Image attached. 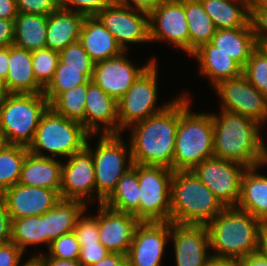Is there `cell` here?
Returning a JSON list of instances; mask_svg holds the SVG:
<instances>
[{
	"mask_svg": "<svg viewBox=\"0 0 267 266\" xmlns=\"http://www.w3.org/2000/svg\"><path fill=\"white\" fill-rule=\"evenodd\" d=\"M243 75L254 88L267 96V56L258 47L246 62Z\"/></svg>",
	"mask_w": 267,
	"mask_h": 266,
	"instance_id": "39",
	"label": "cell"
},
{
	"mask_svg": "<svg viewBox=\"0 0 267 266\" xmlns=\"http://www.w3.org/2000/svg\"><path fill=\"white\" fill-rule=\"evenodd\" d=\"M28 153V148L20 145H8L0 151V195L6 189L18 184Z\"/></svg>",
	"mask_w": 267,
	"mask_h": 266,
	"instance_id": "37",
	"label": "cell"
},
{
	"mask_svg": "<svg viewBox=\"0 0 267 266\" xmlns=\"http://www.w3.org/2000/svg\"><path fill=\"white\" fill-rule=\"evenodd\" d=\"M87 205L79 200L60 199L48 212H46V245L50 247L53 240L70 233L76 226L77 219Z\"/></svg>",
	"mask_w": 267,
	"mask_h": 266,
	"instance_id": "30",
	"label": "cell"
},
{
	"mask_svg": "<svg viewBox=\"0 0 267 266\" xmlns=\"http://www.w3.org/2000/svg\"><path fill=\"white\" fill-rule=\"evenodd\" d=\"M250 9H267V0H254L250 3Z\"/></svg>",
	"mask_w": 267,
	"mask_h": 266,
	"instance_id": "60",
	"label": "cell"
},
{
	"mask_svg": "<svg viewBox=\"0 0 267 266\" xmlns=\"http://www.w3.org/2000/svg\"><path fill=\"white\" fill-rule=\"evenodd\" d=\"M79 41L94 63L120 55L123 49L96 16H86Z\"/></svg>",
	"mask_w": 267,
	"mask_h": 266,
	"instance_id": "23",
	"label": "cell"
},
{
	"mask_svg": "<svg viewBox=\"0 0 267 266\" xmlns=\"http://www.w3.org/2000/svg\"><path fill=\"white\" fill-rule=\"evenodd\" d=\"M18 13L49 15L59 8L58 0H16Z\"/></svg>",
	"mask_w": 267,
	"mask_h": 266,
	"instance_id": "44",
	"label": "cell"
},
{
	"mask_svg": "<svg viewBox=\"0 0 267 266\" xmlns=\"http://www.w3.org/2000/svg\"><path fill=\"white\" fill-rule=\"evenodd\" d=\"M88 83L72 87L58 94L49 107L56 113L63 115L68 120L80 122L84 126L85 101Z\"/></svg>",
	"mask_w": 267,
	"mask_h": 266,
	"instance_id": "35",
	"label": "cell"
},
{
	"mask_svg": "<svg viewBox=\"0 0 267 266\" xmlns=\"http://www.w3.org/2000/svg\"><path fill=\"white\" fill-rule=\"evenodd\" d=\"M191 57L199 63V73L210 80L212 88L223 80L237 78L243 74V68L236 61L218 51L210 42L202 45Z\"/></svg>",
	"mask_w": 267,
	"mask_h": 266,
	"instance_id": "24",
	"label": "cell"
},
{
	"mask_svg": "<svg viewBox=\"0 0 267 266\" xmlns=\"http://www.w3.org/2000/svg\"><path fill=\"white\" fill-rule=\"evenodd\" d=\"M11 241L23 252L29 245L46 244V213L12 219Z\"/></svg>",
	"mask_w": 267,
	"mask_h": 266,
	"instance_id": "34",
	"label": "cell"
},
{
	"mask_svg": "<svg viewBox=\"0 0 267 266\" xmlns=\"http://www.w3.org/2000/svg\"><path fill=\"white\" fill-rule=\"evenodd\" d=\"M11 241V218L4 200L0 197V245Z\"/></svg>",
	"mask_w": 267,
	"mask_h": 266,
	"instance_id": "48",
	"label": "cell"
},
{
	"mask_svg": "<svg viewBox=\"0 0 267 266\" xmlns=\"http://www.w3.org/2000/svg\"><path fill=\"white\" fill-rule=\"evenodd\" d=\"M90 266H127L126 255L109 253L105 258Z\"/></svg>",
	"mask_w": 267,
	"mask_h": 266,
	"instance_id": "52",
	"label": "cell"
},
{
	"mask_svg": "<svg viewBox=\"0 0 267 266\" xmlns=\"http://www.w3.org/2000/svg\"><path fill=\"white\" fill-rule=\"evenodd\" d=\"M18 14L16 0H0V18L14 20Z\"/></svg>",
	"mask_w": 267,
	"mask_h": 266,
	"instance_id": "51",
	"label": "cell"
},
{
	"mask_svg": "<svg viewBox=\"0 0 267 266\" xmlns=\"http://www.w3.org/2000/svg\"><path fill=\"white\" fill-rule=\"evenodd\" d=\"M150 41L170 42L189 55V29L184 0H165L149 13Z\"/></svg>",
	"mask_w": 267,
	"mask_h": 266,
	"instance_id": "14",
	"label": "cell"
},
{
	"mask_svg": "<svg viewBox=\"0 0 267 266\" xmlns=\"http://www.w3.org/2000/svg\"><path fill=\"white\" fill-rule=\"evenodd\" d=\"M250 23L256 41L267 39V9H250Z\"/></svg>",
	"mask_w": 267,
	"mask_h": 266,
	"instance_id": "47",
	"label": "cell"
},
{
	"mask_svg": "<svg viewBox=\"0 0 267 266\" xmlns=\"http://www.w3.org/2000/svg\"><path fill=\"white\" fill-rule=\"evenodd\" d=\"M93 136L95 134L88 137L86 148L93 157L97 204H103L120 178L132 168L133 160L131 147L121 134H100L95 150L88 143Z\"/></svg>",
	"mask_w": 267,
	"mask_h": 266,
	"instance_id": "7",
	"label": "cell"
},
{
	"mask_svg": "<svg viewBox=\"0 0 267 266\" xmlns=\"http://www.w3.org/2000/svg\"><path fill=\"white\" fill-rule=\"evenodd\" d=\"M0 197L6 204L11 220L43 215L61 199L58 191L19 183L6 189Z\"/></svg>",
	"mask_w": 267,
	"mask_h": 266,
	"instance_id": "19",
	"label": "cell"
},
{
	"mask_svg": "<svg viewBox=\"0 0 267 266\" xmlns=\"http://www.w3.org/2000/svg\"><path fill=\"white\" fill-rule=\"evenodd\" d=\"M49 103L43 93H9L0 106V127L9 145L27 147Z\"/></svg>",
	"mask_w": 267,
	"mask_h": 266,
	"instance_id": "8",
	"label": "cell"
},
{
	"mask_svg": "<svg viewBox=\"0 0 267 266\" xmlns=\"http://www.w3.org/2000/svg\"><path fill=\"white\" fill-rule=\"evenodd\" d=\"M115 2L136 10L147 12L154 10L161 2L165 0H114Z\"/></svg>",
	"mask_w": 267,
	"mask_h": 266,
	"instance_id": "50",
	"label": "cell"
},
{
	"mask_svg": "<svg viewBox=\"0 0 267 266\" xmlns=\"http://www.w3.org/2000/svg\"><path fill=\"white\" fill-rule=\"evenodd\" d=\"M225 207L192 171H174L170 222L207 225Z\"/></svg>",
	"mask_w": 267,
	"mask_h": 266,
	"instance_id": "4",
	"label": "cell"
},
{
	"mask_svg": "<svg viewBox=\"0 0 267 266\" xmlns=\"http://www.w3.org/2000/svg\"><path fill=\"white\" fill-rule=\"evenodd\" d=\"M189 29V56L202 45L211 42L216 28L199 0H184Z\"/></svg>",
	"mask_w": 267,
	"mask_h": 266,
	"instance_id": "32",
	"label": "cell"
},
{
	"mask_svg": "<svg viewBox=\"0 0 267 266\" xmlns=\"http://www.w3.org/2000/svg\"><path fill=\"white\" fill-rule=\"evenodd\" d=\"M94 69L64 68V64L58 62L54 76L44 88L43 94L50 103L58 94L72 87L80 86L92 80Z\"/></svg>",
	"mask_w": 267,
	"mask_h": 266,
	"instance_id": "36",
	"label": "cell"
},
{
	"mask_svg": "<svg viewBox=\"0 0 267 266\" xmlns=\"http://www.w3.org/2000/svg\"><path fill=\"white\" fill-rule=\"evenodd\" d=\"M62 161L61 199L79 200L87 206L96 199V181L91 152L85 147Z\"/></svg>",
	"mask_w": 267,
	"mask_h": 266,
	"instance_id": "15",
	"label": "cell"
},
{
	"mask_svg": "<svg viewBox=\"0 0 267 266\" xmlns=\"http://www.w3.org/2000/svg\"><path fill=\"white\" fill-rule=\"evenodd\" d=\"M4 83L8 93H43L44 88L35 79L32 51L9 46L8 73Z\"/></svg>",
	"mask_w": 267,
	"mask_h": 266,
	"instance_id": "22",
	"label": "cell"
},
{
	"mask_svg": "<svg viewBox=\"0 0 267 266\" xmlns=\"http://www.w3.org/2000/svg\"><path fill=\"white\" fill-rule=\"evenodd\" d=\"M205 266H241L240 261L233 258H218L211 256Z\"/></svg>",
	"mask_w": 267,
	"mask_h": 266,
	"instance_id": "55",
	"label": "cell"
},
{
	"mask_svg": "<svg viewBox=\"0 0 267 266\" xmlns=\"http://www.w3.org/2000/svg\"><path fill=\"white\" fill-rule=\"evenodd\" d=\"M89 136L90 133L80 122L68 120L48 107L40 118L28 151L40 157L66 159L82 151Z\"/></svg>",
	"mask_w": 267,
	"mask_h": 266,
	"instance_id": "6",
	"label": "cell"
},
{
	"mask_svg": "<svg viewBox=\"0 0 267 266\" xmlns=\"http://www.w3.org/2000/svg\"><path fill=\"white\" fill-rule=\"evenodd\" d=\"M218 51L224 52L236 61L242 68L257 48V41L251 23L236 29L216 30L211 42Z\"/></svg>",
	"mask_w": 267,
	"mask_h": 266,
	"instance_id": "28",
	"label": "cell"
},
{
	"mask_svg": "<svg viewBox=\"0 0 267 266\" xmlns=\"http://www.w3.org/2000/svg\"><path fill=\"white\" fill-rule=\"evenodd\" d=\"M59 62L64 68L94 69V62L78 40L59 52Z\"/></svg>",
	"mask_w": 267,
	"mask_h": 266,
	"instance_id": "41",
	"label": "cell"
},
{
	"mask_svg": "<svg viewBox=\"0 0 267 266\" xmlns=\"http://www.w3.org/2000/svg\"><path fill=\"white\" fill-rule=\"evenodd\" d=\"M9 145L7 138L0 127V151L4 150Z\"/></svg>",
	"mask_w": 267,
	"mask_h": 266,
	"instance_id": "62",
	"label": "cell"
},
{
	"mask_svg": "<svg viewBox=\"0 0 267 266\" xmlns=\"http://www.w3.org/2000/svg\"><path fill=\"white\" fill-rule=\"evenodd\" d=\"M85 15L58 8L48 15L46 48L57 52L79 40Z\"/></svg>",
	"mask_w": 267,
	"mask_h": 266,
	"instance_id": "25",
	"label": "cell"
},
{
	"mask_svg": "<svg viewBox=\"0 0 267 266\" xmlns=\"http://www.w3.org/2000/svg\"><path fill=\"white\" fill-rule=\"evenodd\" d=\"M96 17L115 37L123 51L130 44H144L150 41L149 14L125 7L115 1L101 10Z\"/></svg>",
	"mask_w": 267,
	"mask_h": 266,
	"instance_id": "12",
	"label": "cell"
},
{
	"mask_svg": "<svg viewBox=\"0 0 267 266\" xmlns=\"http://www.w3.org/2000/svg\"><path fill=\"white\" fill-rule=\"evenodd\" d=\"M211 113L214 127V157L241 163L247 168L260 162L261 125L238 113Z\"/></svg>",
	"mask_w": 267,
	"mask_h": 266,
	"instance_id": "3",
	"label": "cell"
},
{
	"mask_svg": "<svg viewBox=\"0 0 267 266\" xmlns=\"http://www.w3.org/2000/svg\"><path fill=\"white\" fill-rule=\"evenodd\" d=\"M260 168H247L243 172L237 207L267 223V175L260 174Z\"/></svg>",
	"mask_w": 267,
	"mask_h": 266,
	"instance_id": "26",
	"label": "cell"
},
{
	"mask_svg": "<svg viewBox=\"0 0 267 266\" xmlns=\"http://www.w3.org/2000/svg\"><path fill=\"white\" fill-rule=\"evenodd\" d=\"M171 222H140L126 254L127 266H161Z\"/></svg>",
	"mask_w": 267,
	"mask_h": 266,
	"instance_id": "16",
	"label": "cell"
},
{
	"mask_svg": "<svg viewBox=\"0 0 267 266\" xmlns=\"http://www.w3.org/2000/svg\"><path fill=\"white\" fill-rule=\"evenodd\" d=\"M188 93H181L161 113L131 125L133 164L161 166L173 170L176 131L180 114L191 104Z\"/></svg>",
	"mask_w": 267,
	"mask_h": 266,
	"instance_id": "1",
	"label": "cell"
},
{
	"mask_svg": "<svg viewBox=\"0 0 267 266\" xmlns=\"http://www.w3.org/2000/svg\"><path fill=\"white\" fill-rule=\"evenodd\" d=\"M154 61L117 101L119 134L131 125L163 112L175 99L157 107L158 65ZM165 104V105H164Z\"/></svg>",
	"mask_w": 267,
	"mask_h": 266,
	"instance_id": "9",
	"label": "cell"
},
{
	"mask_svg": "<svg viewBox=\"0 0 267 266\" xmlns=\"http://www.w3.org/2000/svg\"><path fill=\"white\" fill-rule=\"evenodd\" d=\"M213 89L222 104L219 110L249 117L261 126L267 123V96L254 88L243 74L223 80Z\"/></svg>",
	"mask_w": 267,
	"mask_h": 266,
	"instance_id": "13",
	"label": "cell"
},
{
	"mask_svg": "<svg viewBox=\"0 0 267 266\" xmlns=\"http://www.w3.org/2000/svg\"><path fill=\"white\" fill-rule=\"evenodd\" d=\"M115 211L133 214L139 220V181L137 164H133L118 181L111 195L103 202Z\"/></svg>",
	"mask_w": 267,
	"mask_h": 266,
	"instance_id": "33",
	"label": "cell"
},
{
	"mask_svg": "<svg viewBox=\"0 0 267 266\" xmlns=\"http://www.w3.org/2000/svg\"><path fill=\"white\" fill-rule=\"evenodd\" d=\"M215 28L236 29L250 22V3L247 0H199Z\"/></svg>",
	"mask_w": 267,
	"mask_h": 266,
	"instance_id": "29",
	"label": "cell"
},
{
	"mask_svg": "<svg viewBox=\"0 0 267 266\" xmlns=\"http://www.w3.org/2000/svg\"><path fill=\"white\" fill-rule=\"evenodd\" d=\"M114 0H58L59 8L81 13L85 16H96Z\"/></svg>",
	"mask_w": 267,
	"mask_h": 266,
	"instance_id": "43",
	"label": "cell"
},
{
	"mask_svg": "<svg viewBox=\"0 0 267 266\" xmlns=\"http://www.w3.org/2000/svg\"><path fill=\"white\" fill-rule=\"evenodd\" d=\"M8 94L5 83L0 81V106L4 103Z\"/></svg>",
	"mask_w": 267,
	"mask_h": 266,
	"instance_id": "61",
	"label": "cell"
},
{
	"mask_svg": "<svg viewBox=\"0 0 267 266\" xmlns=\"http://www.w3.org/2000/svg\"><path fill=\"white\" fill-rule=\"evenodd\" d=\"M47 15L19 13L14 19V43L21 49L46 48Z\"/></svg>",
	"mask_w": 267,
	"mask_h": 266,
	"instance_id": "31",
	"label": "cell"
},
{
	"mask_svg": "<svg viewBox=\"0 0 267 266\" xmlns=\"http://www.w3.org/2000/svg\"><path fill=\"white\" fill-rule=\"evenodd\" d=\"M58 62L59 52L57 51L47 48L32 51L35 79L43 88L52 80Z\"/></svg>",
	"mask_w": 267,
	"mask_h": 266,
	"instance_id": "38",
	"label": "cell"
},
{
	"mask_svg": "<svg viewBox=\"0 0 267 266\" xmlns=\"http://www.w3.org/2000/svg\"><path fill=\"white\" fill-rule=\"evenodd\" d=\"M180 114L176 131L173 171H192L214 156V127L211 112H194L190 107Z\"/></svg>",
	"mask_w": 267,
	"mask_h": 266,
	"instance_id": "5",
	"label": "cell"
},
{
	"mask_svg": "<svg viewBox=\"0 0 267 266\" xmlns=\"http://www.w3.org/2000/svg\"><path fill=\"white\" fill-rule=\"evenodd\" d=\"M262 132H261V145H260V162L259 166L264 167L265 165L267 166V143L263 141L262 137Z\"/></svg>",
	"mask_w": 267,
	"mask_h": 266,
	"instance_id": "58",
	"label": "cell"
},
{
	"mask_svg": "<svg viewBox=\"0 0 267 266\" xmlns=\"http://www.w3.org/2000/svg\"><path fill=\"white\" fill-rule=\"evenodd\" d=\"M25 253L12 241L0 245V266H18Z\"/></svg>",
	"mask_w": 267,
	"mask_h": 266,
	"instance_id": "46",
	"label": "cell"
},
{
	"mask_svg": "<svg viewBox=\"0 0 267 266\" xmlns=\"http://www.w3.org/2000/svg\"><path fill=\"white\" fill-rule=\"evenodd\" d=\"M246 169L241 163L213 156L198 164L192 172L224 207H237L241 177Z\"/></svg>",
	"mask_w": 267,
	"mask_h": 266,
	"instance_id": "11",
	"label": "cell"
},
{
	"mask_svg": "<svg viewBox=\"0 0 267 266\" xmlns=\"http://www.w3.org/2000/svg\"><path fill=\"white\" fill-rule=\"evenodd\" d=\"M126 55L127 51H123L118 56L94 63L92 81L116 101L154 61H157L155 57H151L146 65L140 67L134 65Z\"/></svg>",
	"mask_w": 267,
	"mask_h": 266,
	"instance_id": "17",
	"label": "cell"
},
{
	"mask_svg": "<svg viewBox=\"0 0 267 266\" xmlns=\"http://www.w3.org/2000/svg\"><path fill=\"white\" fill-rule=\"evenodd\" d=\"M18 266H45V265L43 259L39 255H33L22 264L20 262Z\"/></svg>",
	"mask_w": 267,
	"mask_h": 266,
	"instance_id": "59",
	"label": "cell"
},
{
	"mask_svg": "<svg viewBox=\"0 0 267 266\" xmlns=\"http://www.w3.org/2000/svg\"><path fill=\"white\" fill-rule=\"evenodd\" d=\"M9 47L0 48V81L4 82L8 73Z\"/></svg>",
	"mask_w": 267,
	"mask_h": 266,
	"instance_id": "54",
	"label": "cell"
},
{
	"mask_svg": "<svg viewBox=\"0 0 267 266\" xmlns=\"http://www.w3.org/2000/svg\"><path fill=\"white\" fill-rule=\"evenodd\" d=\"M45 266H82L79 260H61L57 258H42Z\"/></svg>",
	"mask_w": 267,
	"mask_h": 266,
	"instance_id": "56",
	"label": "cell"
},
{
	"mask_svg": "<svg viewBox=\"0 0 267 266\" xmlns=\"http://www.w3.org/2000/svg\"><path fill=\"white\" fill-rule=\"evenodd\" d=\"M110 251L99 242L98 244L80 245L79 262L82 266H90L105 258Z\"/></svg>",
	"mask_w": 267,
	"mask_h": 266,
	"instance_id": "45",
	"label": "cell"
},
{
	"mask_svg": "<svg viewBox=\"0 0 267 266\" xmlns=\"http://www.w3.org/2000/svg\"><path fill=\"white\" fill-rule=\"evenodd\" d=\"M173 173L166 167L137 164L140 222L170 221Z\"/></svg>",
	"mask_w": 267,
	"mask_h": 266,
	"instance_id": "10",
	"label": "cell"
},
{
	"mask_svg": "<svg viewBox=\"0 0 267 266\" xmlns=\"http://www.w3.org/2000/svg\"><path fill=\"white\" fill-rule=\"evenodd\" d=\"M47 249L49 250L48 253L41 252V254L35 255H39L41 258L79 260L80 245L73 231L53 240Z\"/></svg>",
	"mask_w": 267,
	"mask_h": 266,
	"instance_id": "40",
	"label": "cell"
},
{
	"mask_svg": "<svg viewBox=\"0 0 267 266\" xmlns=\"http://www.w3.org/2000/svg\"><path fill=\"white\" fill-rule=\"evenodd\" d=\"M241 266H267V257L259 250L240 260Z\"/></svg>",
	"mask_w": 267,
	"mask_h": 266,
	"instance_id": "53",
	"label": "cell"
},
{
	"mask_svg": "<svg viewBox=\"0 0 267 266\" xmlns=\"http://www.w3.org/2000/svg\"><path fill=\"white\" fill-rule=\"evenodd\" d=\"M14 43V20L0 18V48Z\"/></svg>",
	"mask_w": 267,
	"mask_h": 266,
	"instance_id": "49",
	"label": "cell"
},
{
	"mask_svg": "<svg viewBox=\"0 0 267 266\" xmlns=\"http://www.w3.org/2000/svg\"><path fill=\"white\" fill-rule=\"evenodd\" d=\"M99 240L111 253L126 255L140 221L130 213L115 211L98 204Z\"/></svg>",
	"mask_w": 267,
	"mask_h": 266,
	"instance_id": "20",
	"label": "cell"
},
{
	"mask_svg": "<svg viewBox=\"0 0 267 266\" xmlns=\"http://www.w3.org/2000/svg\"><path fill=\"white\" fill-rule=\"evenodd\" d=\"M170 239L176 266H205L211 257L206 225L171 222Z\"/></svg>",
	"mask_w": 267,
	"mask_h": 266,
	"instance_id": "18",
	"label": "cell"
},
{
	"mask_svg": "<svg viewBox=\"0 0 267 266\" xmlns=\"http://www.w3.org/2000/svg\"><path fill=\"white\" fill-rule=\"evenodd\" d=\"M257 47L267 56V39L257 41Z\"/></svg>",
	"mask_w": 267,
	"mask_h": 266,
	"instance_id": "63",
	"label": "cell"
},
{
	"mask_svg": "<svg viewBox=\"0 0 267 266\" xmlns=\"http://www.w3.org/2000/svg\"><path fill=\"white\" fill-rule=\"evenodd\" d=\"M263 225L261 220L247 211L238 207H225L206 225L211 256L240 261L259 251Z\"/></svg>",
	"mask_w": 267,
	"mask_h": 266,
	"instance_id": "2",
	"label": "cell"
},
{
	"mask_svg": "<svg viewBox=\"0 0 267 266\" xmlns=\"http://www.w3.org/2000/svg\"><path fill=\"white\" fill-rule=\"evenodd\" d=\"M62 162L58 159L27 154L18 183L61 191Z\"/></svg>",
	"mask_w": 267,
	"mask_h": 266,
	"instance_id": "27",
	"label": "cell"
},
{
	"mask_svg": "<svg viewBox=\"0 0 267 266\" xmlns=\"http://www.w3.org/2000/svg\"><path fill=\"white\" fill-rule=\"evenodd\" d=\"M84 211L82 215L77 219L74 234L79 242V245H91L98 244L99 240V226L97 221V215L91 216V214L85 215Z\"/></svg>",
	"mask_w": 267,
	"mask_h": 266,
	"instance_id": "42",
	"label": "cell"
},
{
	"mask_svg": "<svg viewBox=\"0 0 267 266\" xmlns=\"http://www.w3.org/2000/svg\"><path fill=\"white\" fill-rule=\"evenodd\" d=\"M84 128L90 134H119L117 101L92 80L88 82Z\"/></svg>",
	"mask_w": 267,
	"mask_h": 266,
	"instance_id": "21",
	"label": "cell"
},
{
	"mask_svg": "<svg viewBox=\"0 0 267 266\" xmlns=\"http://www.w3.org/2000/svg\"><path fill=\"white\" fill-rule=\"evenodd\" d=\"M259 250L267 257V223H264L260 234Z\"/></svg>",
	"mask_w": 267,
	"mask_h": 266,
	"instance_id": "57",
	"label": "cell"
}]
</instances>
